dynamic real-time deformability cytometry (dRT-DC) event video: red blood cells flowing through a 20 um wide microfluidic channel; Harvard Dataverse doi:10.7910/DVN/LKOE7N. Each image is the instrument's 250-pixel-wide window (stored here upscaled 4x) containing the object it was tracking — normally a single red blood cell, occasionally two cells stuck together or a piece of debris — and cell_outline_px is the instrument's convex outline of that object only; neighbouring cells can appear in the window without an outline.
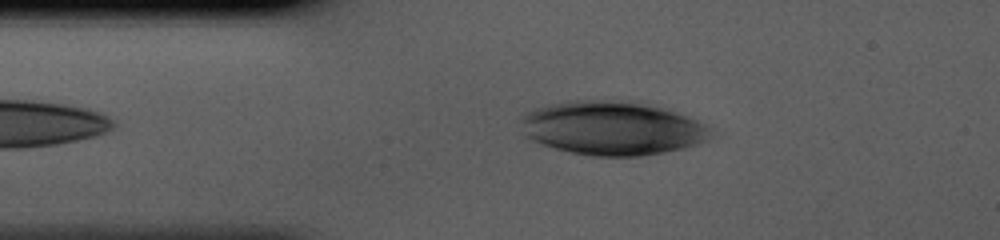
{"species": "human", "species_latin": "Homo sapiens", "temperature_condition": "cold", "stored_images_in_passage": 34, "camera_frame_rate_fps": 3000, "um_per_image_px": 0.085, "donor": {"sex": "male"}, "frame": {"image": 1, "passage_image": 4, "time_ms": 1.0, "image_size_px": [1000, 240], "cell_outline_px": [[712, 136], [708, 140], [684, 148], [664, 152], [640, 156], [592, 156], [568, 152], [540, 144], [524, 136], [520, 120], [532, 108], [548, 104], [568, 100], [640, 100], [676, 112], [696, 120], [704, 124], [708, 128]], "centroid_in_image_um": [52.01, 10.87], "position_along_channel_um": 33.0, "area_um2": 60.23}}
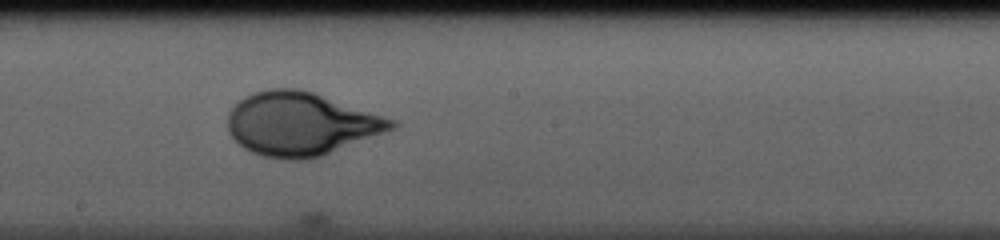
{"frame": {"image": 2, "passage_image": 19, "time_ms": 6.0, "image_size_px": [1000, 240], "cell_outline_px": [[400, 124], [396, 128], [320, 156], [308, 160], [284, 160], [264, 156], [252, 152], [244, 148], [228, 132], [228, 112], [244, 96], [252, 92], [268, 88], [296, 88], [312, 92], [396, 120]], "centroid_in_image_um": [25.55, 10.53], "position_along_channel_um": 222.6, "area_um2": 60.17}}
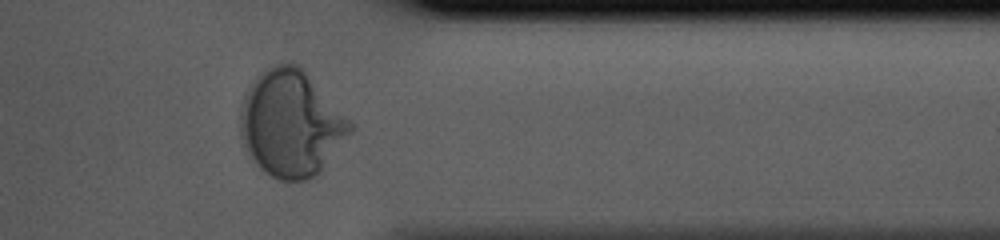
{"frame": {"image": 3, "passage_image": 31, "time_ms": 10.0, "image_size_px": [1000, 240], "cell_outline_px": [[356, 124], [320, 172], [304, 180], [280, 180], [272, 176], [260, 168], [244, 144], [240, 136], [240, 104], [248, 88], [272, 64], [292, 60], [300, 64]], "centroid_in_image_um": [24.77, 10.44], "position_along_channel_um": 386.6, "area_um2": 68.03}}